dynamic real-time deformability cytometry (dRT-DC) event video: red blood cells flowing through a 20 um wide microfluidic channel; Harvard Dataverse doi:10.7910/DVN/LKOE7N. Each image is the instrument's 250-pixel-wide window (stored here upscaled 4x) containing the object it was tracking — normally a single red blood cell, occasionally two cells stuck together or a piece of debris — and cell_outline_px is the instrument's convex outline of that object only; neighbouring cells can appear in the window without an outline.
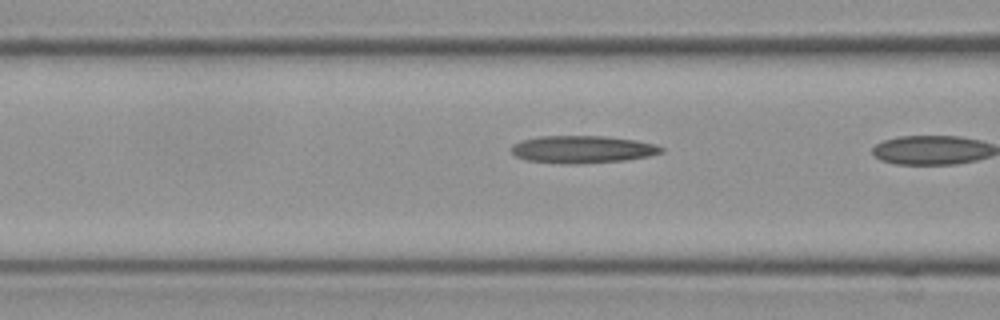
{"species": "Egyptian fruit bat (a non-hibernating species)", "species_latin": "Rousettus aegyptiacus", "temperature_condition": "cold", "stored_images_in_passage": 22, "camera_frame_rate_fps": 3000, "um_per_image_px": 0.085, "frame": {"image": 1, "passage_image": 21, "time_ms": 6.667, "image_size_px": [1000, 320], "cell_outline_px": [[664, 152], [648, 156], [624, 160], [528, 160], [516, 156], [512, 152], [512, 144], [520, 140], [540, 136], [608, 136], [636, 140], [656, 144], [664, 148]], "centroid_in_image_um": [49.58, 12.61], "position_along_channel_um": 117.0, "area_um2": 22.48}}